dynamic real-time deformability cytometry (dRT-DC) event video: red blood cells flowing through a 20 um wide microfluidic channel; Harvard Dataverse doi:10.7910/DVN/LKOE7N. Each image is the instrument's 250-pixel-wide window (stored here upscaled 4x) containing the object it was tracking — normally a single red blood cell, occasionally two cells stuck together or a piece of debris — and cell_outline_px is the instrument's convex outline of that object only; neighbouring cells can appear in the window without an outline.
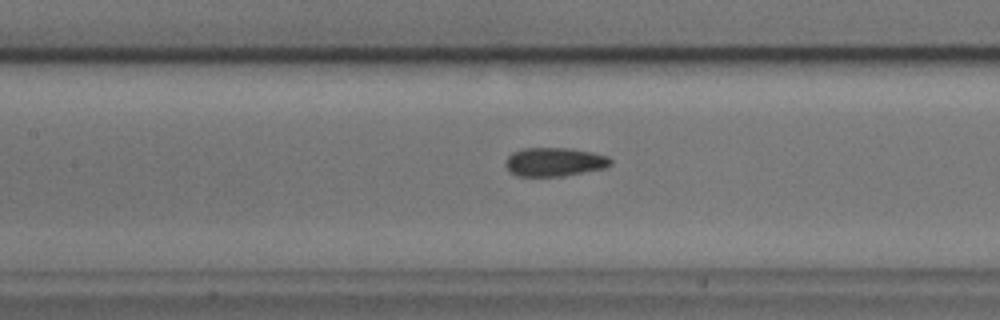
{"species": "common noctule bat (a hibernating species)", "species_latin": "Nyctalus noctula", "temperature_condition": "cold", "stored_images_in_passage": 34, "camera_frame_rate_fps": 3000, "um_per_image_px": 0.085, "animal": {"sex": "male", "body_mass_g": 17.9, "forearm_length_mm": 54.2}, "frame": {"image": 1, "passage_image": 8, "time_ms": 2.333, "image_size_px": [1000, 320], "cell_outline_px": [[612, 164], [604, 168], [564, 176], [516, 176], [508, 172], [504, 164], [508, 156], [512, 152], [524, 148], [568, 148], [592, 152], [608, 156], [612, 160]], "centroid_in_image_um": [47.1, 13.77], "position_along_channel_um": 160.3, "area_um2": 17.74}}
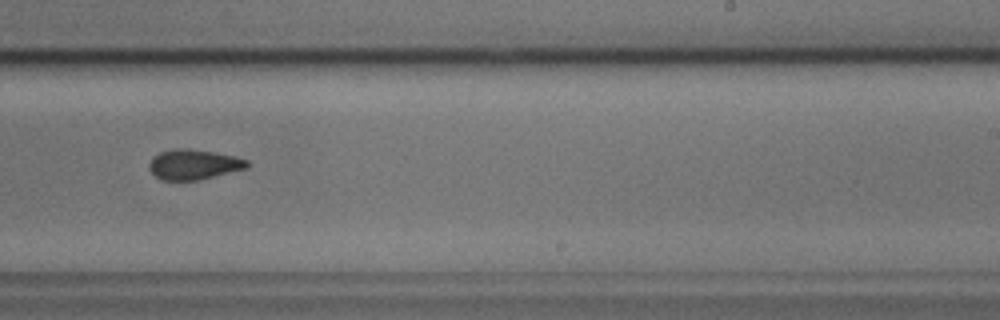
{"frame": {"image": 2, "passage_image": 17, "time_ms": 5.333, "image_size_px": [1000, 320], "cell_outline_px": [[252, 164], [248, 168], [196, 180], [160, 180], [148, 168], [148, 164], [152, 156], [160, 152], [176, 148], [188, 148], [236, 156], [248, 160]], "centroid_in_image_um": [16.47, 13.97], "position_along_channel_um": 272.5, "area_um2": 17.28}}
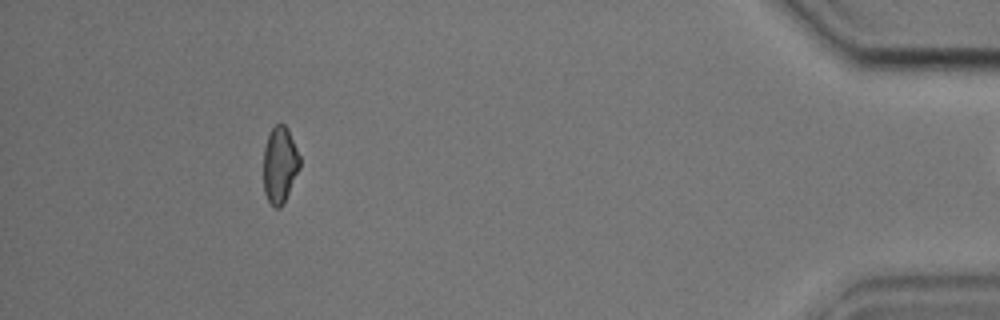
{"frame": {"image": 3, "passage_image": 33, "time_ms": 10.667, "image_size_px": [1000, 320], "cell_outline_px": [[300, 168], [280, 208], [276, 208], [268, 200], [264, 192], [264, 148], [268, 136], [272, 128], [276, 124], [284, 124], [288, 128], [300, 156]], "centroid_in_image_um": [23.79, 13.98], "position_along_channel_um": 411.4, "area_um2": 15.95}}